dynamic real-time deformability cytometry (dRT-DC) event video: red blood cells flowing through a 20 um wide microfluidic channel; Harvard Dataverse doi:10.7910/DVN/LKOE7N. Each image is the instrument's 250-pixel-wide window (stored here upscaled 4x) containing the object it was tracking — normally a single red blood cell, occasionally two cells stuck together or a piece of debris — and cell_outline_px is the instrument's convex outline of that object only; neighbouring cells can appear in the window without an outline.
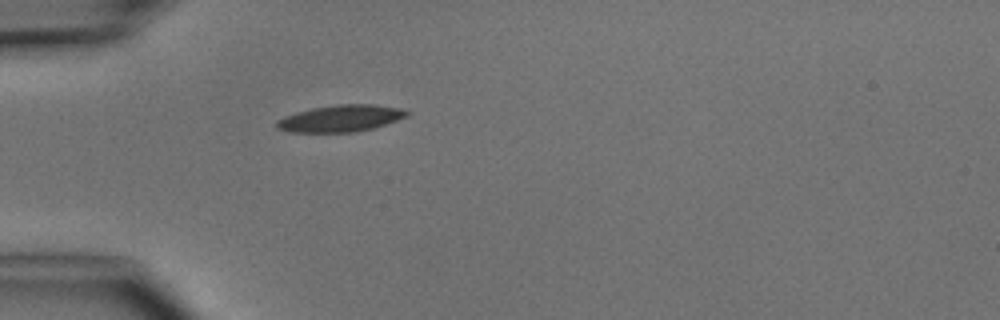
{"species": "common noctule bat (a hibernating species)", "species_latin": "Nyctalus noctula", "temperature_condition": "cold", "stored_images_in_passage": 1, "camera_frame_rate_fps": 3000, "um_per_image_px": 0.085, "animal": {"sex": "male", "body_mass_g": 15.6}, "frame": {"image": 1, "passage_image": 1, "time_ms": 0.0, "image_size_px": [1000, 320], "cell_outline_px": [[412, 112], [408, 116], [372, 128], [356, 132], [292, 132], [276, 128], [276, 120], [284, 116], [296, 112], [312, 108], [336, 104], [376, 104], [400, 108]], "centroid_in_image_um": [28.96, 10.05], "position_along_channel_um": 56.0, "area_um2": 20.35}}